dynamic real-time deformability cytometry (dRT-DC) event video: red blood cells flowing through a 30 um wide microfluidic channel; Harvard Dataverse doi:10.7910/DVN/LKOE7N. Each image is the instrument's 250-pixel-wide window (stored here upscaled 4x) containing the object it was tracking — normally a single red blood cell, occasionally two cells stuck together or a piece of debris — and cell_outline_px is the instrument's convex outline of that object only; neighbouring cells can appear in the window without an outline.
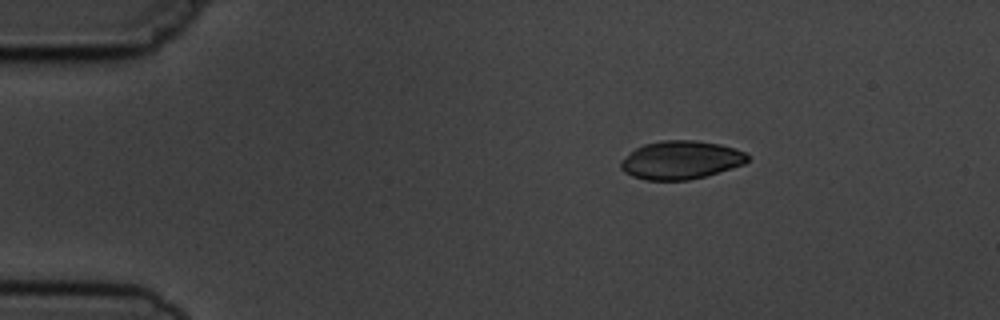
{"species": "common noctule bat (a hibernating species)", "species_latin": "Nyctalus noctula", "temperature_condition": "cold", "stored_images_in_passage": 4, "camera_frame_rate_fps": 3000, "um_per_image_px": 0.085, "animal": {"sex": "male", "body_mass_g": 19.5, "forearm_length_mm": 54.6}, "frame": {"image": 1, "passage_image": 1, "time_ms": 0.0, "image_size_px": [1000, 320], "cell_outline_px": [[748, 160], [744, 164], [704, 176], [688, 180], [648, 180], [632, 176], [624, 172], [620, 168], [620, 160], [636, 148], [644, 144], [660, 140], [696, 140], [720, 144], [736, 148], [744, 152], [748, 156]], "centroid_in_image_um": [57.85, 13.59], "position_along_channel_um": 27.2, "area_um2": 28.26}}
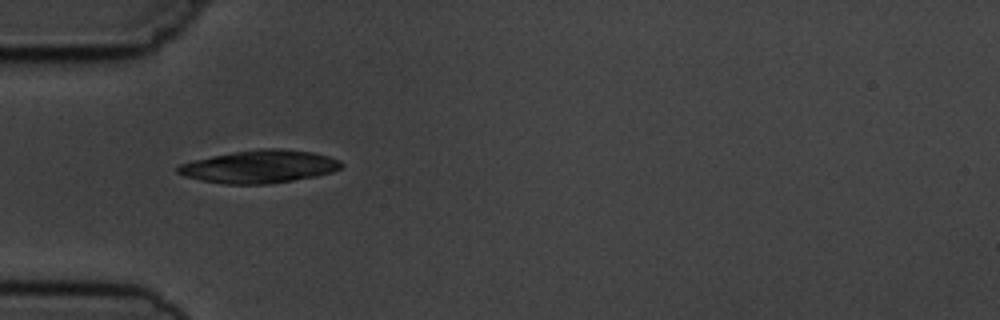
{"frame": {"image": 2, "passage_image": 3, "time_ms": 2.667, "image_size_px": [1000, 320], "cell_outline_px": [[344, 164], [340, 168], [332, 172], [316, 176], [268, 184], [224, 184], [200, 180], [184, 176], [176, 172], [176, 168], [180, 164], [192, 160], [232, 152], [264, 148], [280, 148], [312, 152], [328, 156], [340, 160]], "centroid_in_image_um": [22.04, 14.16], "position_along_channel_um": 63.0, "area_um2": 31.27}}
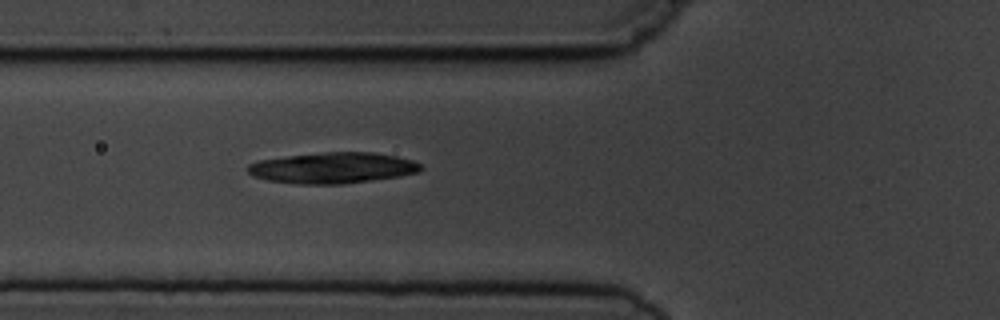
{"frame": {"image": 3, "passage_image": 4, "time_ms": 3.667, "image_size_px": [1000, 320], "cell_outline_px": [[424, 168], [420, 172], [400, 176], [340, 184], [300, 184], [268, 180], [252, 176], [248, 172], [248, 164], [260, 160], [288, 156], [324, 152], [376, 152], [396, 156], [412, 160], [420, 164]], "centroid_in_image_um": [28.31, 14.26], "position_along_channel_um": 97.5, "area_um2": 31.1}}